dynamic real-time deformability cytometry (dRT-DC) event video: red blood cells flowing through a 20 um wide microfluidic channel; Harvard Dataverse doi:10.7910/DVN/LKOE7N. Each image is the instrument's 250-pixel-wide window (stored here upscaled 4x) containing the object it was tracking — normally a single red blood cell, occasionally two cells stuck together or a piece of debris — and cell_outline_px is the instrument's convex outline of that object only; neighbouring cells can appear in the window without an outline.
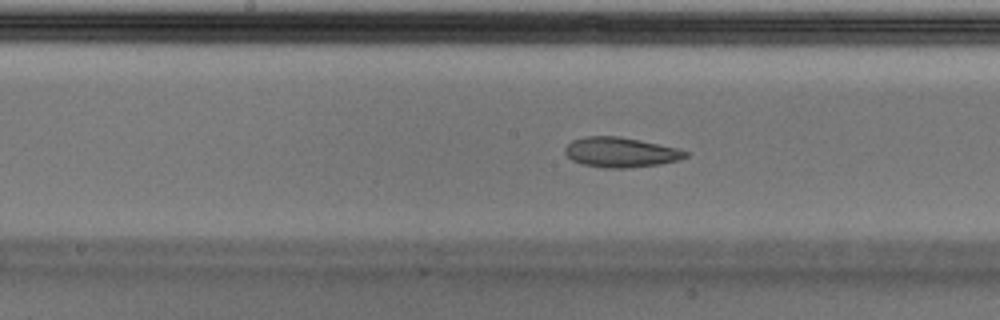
{"species": "Egyptian fruit bat (a non-hibernating species)", "species_latin": "Rousettus aegyptiacus", "temperature_condition": "cold", "stored_images_in_passage": 53, "camera_frame_rate_fps": 3000, "um_per_image_px": 0.085, "animal": {"sex": "male"}, "frame": {"image": 1, "passage_image": 26, "time_ms": 8.333, "image_size_px": [1000, 320], "cell_outline_px": [[688, 156], [680, 160], [660, 164], [624, 168], [604, 168], [584, 164], [572, 160], [564, 152], [564, 148], [572, 140], [584, 136], [620, 136], [640, 140], [676, 148], [688, 152]], "centroid_in_image_um": [52.74, 12.94], "position_along_channel_um": 195.5, "area_um2": 20.98}}
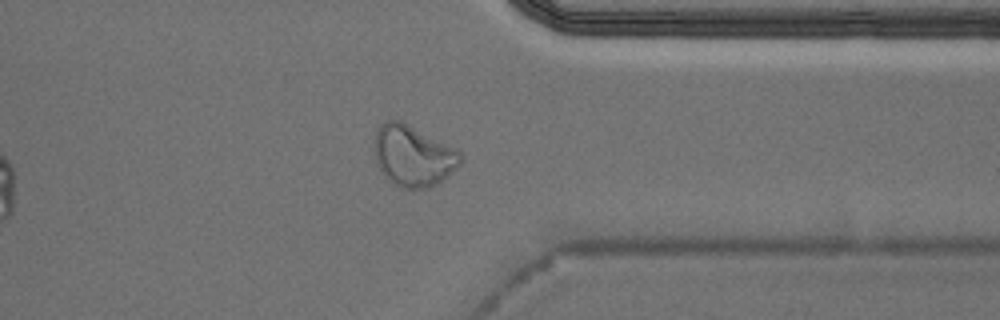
{"frame": {"image": 2, "passage_image": 41, "time_ms": 13.333, "image_size_px": [1000, 320], "cell_outline_px": [[464, 160], [452, 172], [436, 184], [428, 188], [400, 188], [392, 184], [380, 172], [376, 164], [372, 148], [376, 128], [380, 124], [388, 120], [400, 120], [456, 148], [460, 152]], "centroid_in_image_um": [35.06, 13.24], "position_along_channel_um": 376.3, "area_um2": 31.15}}
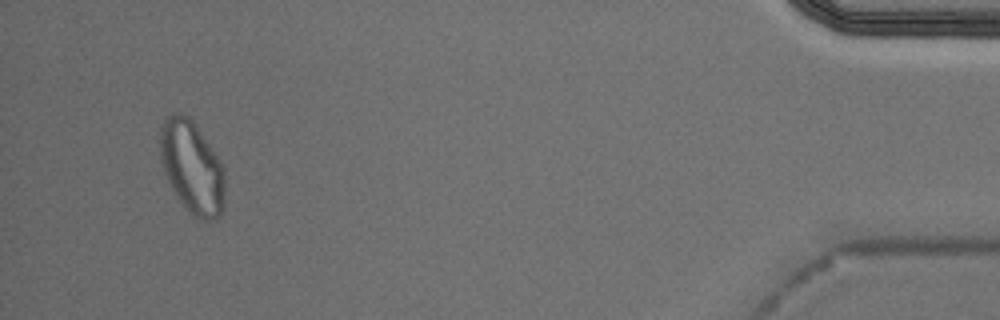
{"frame": {"image": 3, "passage_image": 50, "time_ms": 16.333, "image_size_px": [1000, 320], "cell_outline_px": [[224, 208], [220, 216], [216, 220], [196, 220], [188, 212], [176, 196], [164, 172], [160, 160], [160, 128], [164, 120], [172, 112], [180, 112], [188, 116], [220, 160], [224, 168]], "centroid_in_image_um": [16.31, 14.26], "position_along_channel_um": 418.9, "area_um2": 35.14}, "authors_computed_cell_mechanics": {"area_um2": 22.1374, "velocity_mm_per_s": 3.7082, "shape_relaxation_time_tau1_ms": null, "shape_relaxation_time_tau2_ms": 3.3908, "deformation_change_tau1": null, "deformation_change_tau2": 0.0927}}